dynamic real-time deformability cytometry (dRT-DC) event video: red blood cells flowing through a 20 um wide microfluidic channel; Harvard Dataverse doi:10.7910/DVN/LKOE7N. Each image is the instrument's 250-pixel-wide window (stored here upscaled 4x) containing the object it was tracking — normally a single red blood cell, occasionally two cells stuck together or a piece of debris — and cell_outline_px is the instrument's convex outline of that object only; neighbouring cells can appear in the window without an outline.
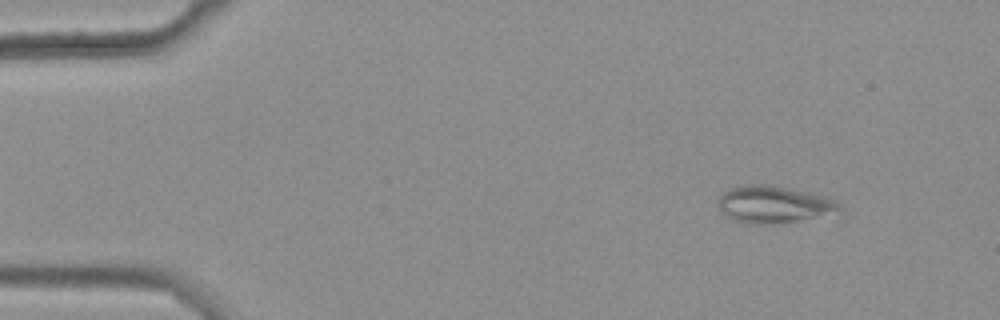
{"species": "common noctule bat (a hibernating species)", "species_latin": "Nyctalus noctula", "temperature_condition": "warm", "stored_images_in_passage": 47, "camera_frame_rate_fps": 3000, "um_per_image_px": 0.085, "animal": {"sex": "female", "body_mass_g": 25.1}, "frame": {"image": 1, "passage_image": 5, "time_ms": 1.333, "image_size_px": [1000, 320], "cell_outline_px": [[840, 208], [812, 216], [796, 220], [772, 224], [744, 224], [728, 216], [716, 204], [716, 200], [720, 192], [744, 184], [776, 184], [828, 196], [836, 200], [840, 204]], "centroid_in_image_um": [65.65, 17.32], "position_along_channel_um": 19.3, "area_um2": 26.07}}
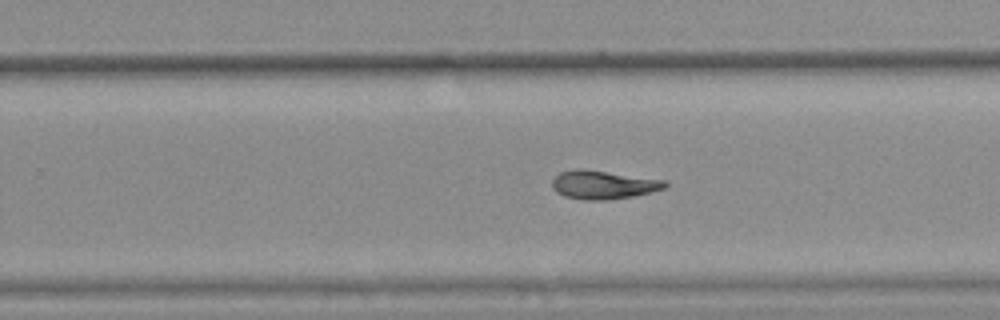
{"frame": {"image": 2, "passage_image": 34, "time_ms": 11.0, "image_size_px": [1000, 320], "cell_outline_px": [[668, 184], [664, 188], [652, 192], [632, 196], [608, 200], [584, 200], [564, 196], [556, 192], [552, 188], [552, 180], [560, 172], [576, 168], [580, 168], [668, 180]], "centroid_in_image_um": [51.28, 15.7], "position_along_channel_um": 278.5, "area_um2": 18.9}}
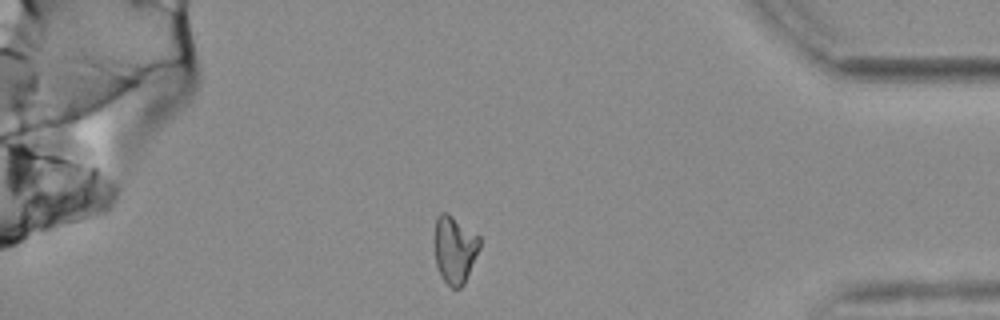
{"frame": {"image": 3, "passage_image": 46, "time_ms": 15.0, "image_size_px": [1000, 320], "cell_outline_px": [[480, 248], [464, 284], [460, 288], [452, 288], [440, 276], [436, 264], [436, 216], [440, 212], [448, 212], [480, 236]], "centroid_in_image_um": [38.67, 21.19], "position_along_channel_um": 396.5, "area_um2": 17.69}, "authors_computed_cell_mechanics": {"area_um2": 18.7272, "velocity_mm_per_s": 3.6947, "shape_relaxation_time_tau1_ms": null, "shape_relaxation_time_tau2_ms": 6.0849, "deformation_change_tau1": null, "deformation_change_tau2": 0.1191}}